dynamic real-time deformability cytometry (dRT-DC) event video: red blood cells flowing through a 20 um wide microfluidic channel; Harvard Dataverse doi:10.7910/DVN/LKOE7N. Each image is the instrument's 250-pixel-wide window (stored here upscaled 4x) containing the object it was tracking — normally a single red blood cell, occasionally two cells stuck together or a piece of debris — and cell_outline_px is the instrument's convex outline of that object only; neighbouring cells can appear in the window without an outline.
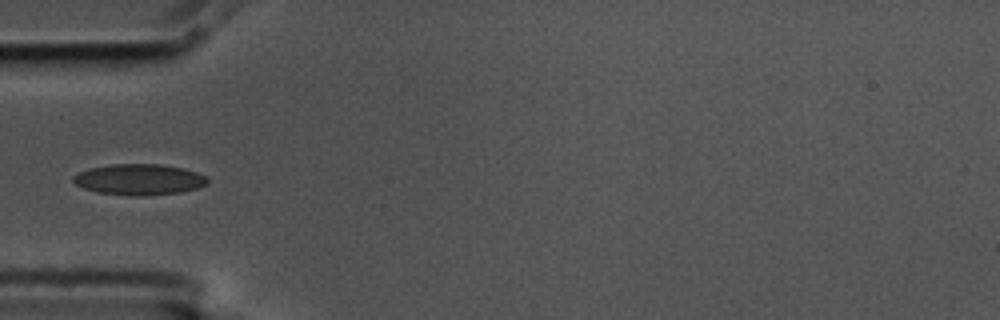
{"species": "common noctule bat (a hibernating species)", "species_latin": "Nyctalus noctula", "temperature_condition": "cold", "stored_images_in_passage": 11, "camera_frame_rate_fps": 3000, "um_per_image_px": 0.085, "animal": {"sex": "male", "body_mass_g": 17.5, "forearm_length_mm": 52.3}, "frame": {"image": 1, "passage_image": 2, "time_ms": 0.333, "image_size_px": [1000, 320], "cell_outline_px": [[208, 184], [196, 188], [180, 192], [144, 196], [132, 196], [96, 192], [84, 188], [76, 184], [72, 180], [72, 176], [80, 172], [92, 168], [112, 164], [160, 164], [184, 168], [196, 172], [204, 176], [208, 180]], "centroid_in_image_um": [11.83, 15.26], "position_along_channel_um": 73.2, "area_um2": 24.1}}
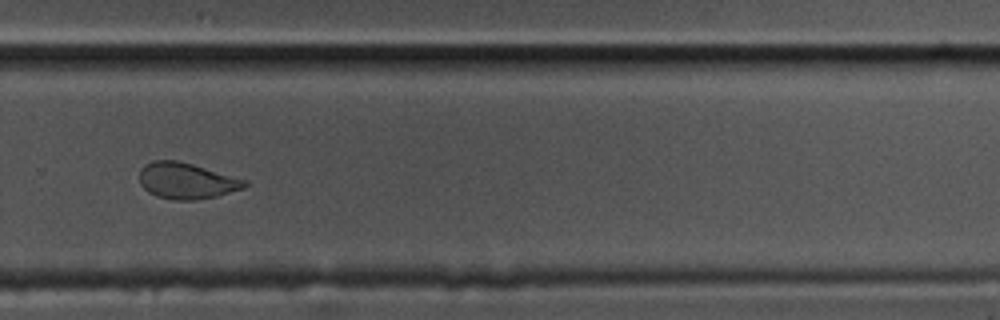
{"frame": {"image": 2, "passage_image": 8, "time_ms": 2.333, "image_size_px": [1000, 320], "cell_outline_px": [[248, 184], [244, 188], [216, 196], [196, 200], [172, 200], [156, 196], [148, 192], [140, 184], [140, 168], [144, 164], [152, 160], [176, 160], [192, 164], [248, 180]], "centroid_in_image_um": [15.84, 15.37], "position_along_channel_um": 314.0, "area_um2": 22.25}}
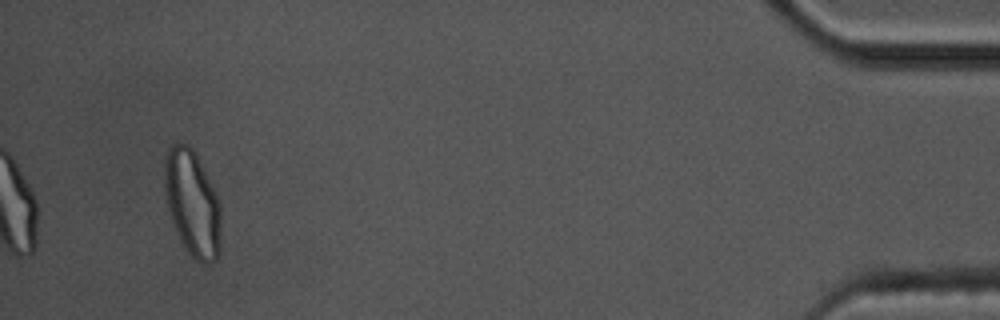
{"frame": {"image": 3, "passage_image": 11, "time_ms": 3.333, "image_size_px": [1000, 320], "cell_outline_px": [[220, 252], [216, 260], [208, 264], [204, 264], [196, 260], [188, 252], [172, 220], [168, 208], [164, 188], [164, 156], [168, 148], [172, 144], [188, 144], [196, 152], [220, 204]], "centroid_in_image_um": [16.35, 17.26], "position_along_channel_um": 418.9, "area_um2": 34.62}}